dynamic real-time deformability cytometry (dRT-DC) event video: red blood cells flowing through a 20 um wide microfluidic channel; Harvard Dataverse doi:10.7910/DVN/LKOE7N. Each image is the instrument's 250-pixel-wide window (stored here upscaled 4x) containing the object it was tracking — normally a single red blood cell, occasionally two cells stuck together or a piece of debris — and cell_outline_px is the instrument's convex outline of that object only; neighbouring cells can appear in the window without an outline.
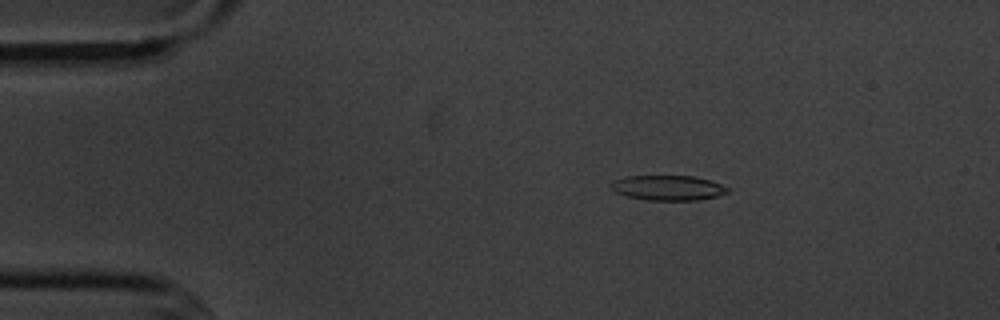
{"species": "common noctule bat (a hibernating species)", "species_latin": "Nyctalus noctula", "temperature_condition": "cold", "stored_images_in_passage": 7, "camera_frame_rate_fps": 3000, "um_per_image_px": 0.085, "animal": {"sex": "male", "body_mass_g": 20.1, "forearm_length_mm": 53.5}, "frame": {"image": 1, "passage_image": 3, "time_ms": 2.333, "image_size_px": [1000, 320], "cell_outline_px": [[728, 192], [720, 196], [700, 200], [648, 200], [628, 196], [616, 192], [608, 188], [608, 184], [612, 180], [624, 176], [692, 176], [712, 180], [728, 188]], "centroid_in_image_um": [56.74, 15.96], "position_along_channel_um": 28.3, "area_um2": 17.22}}
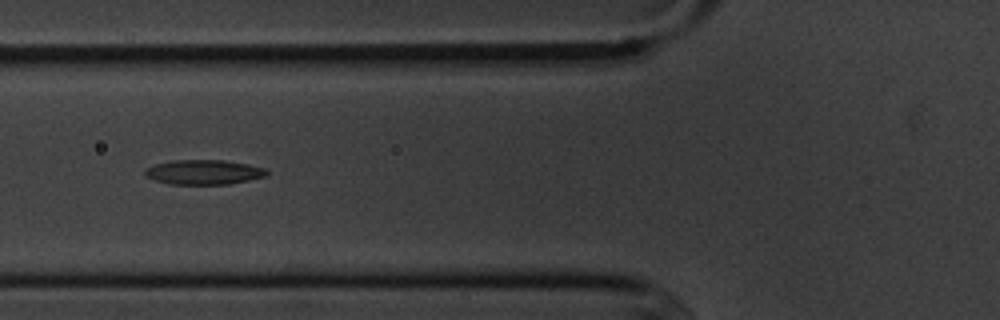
{"frame": {"image": 2, "passage_image": 6, "time_ms": 6.0, "image_size_px": [1000, 320], "cell_outline_px": [[268, 172], [264, 176], [248, 180], [228, 184], [168, 184], [152, 180], [144, 176], [144, 172], [148, 168], [156, 164], [172, 160], [224, 160], [248, 164], [264, 168]], "centroid_in_image_um": [17.27, 14.63], "position_along_channel_um": 108.5, "area_um2": 17.46}}
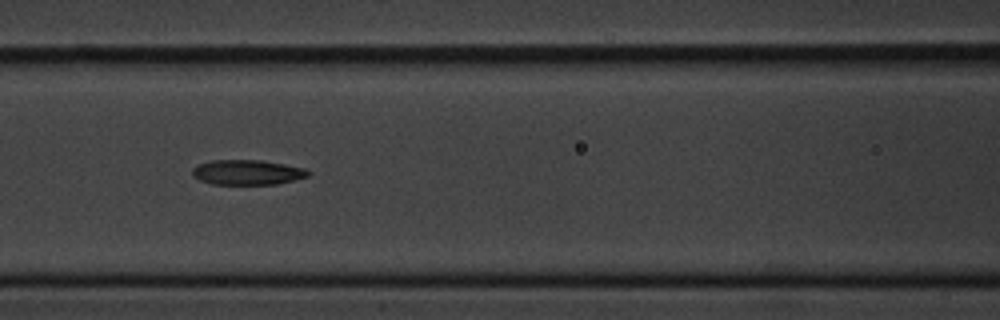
{"frame": {"image": 3, "passage_image": 7, "time_ms": 7.0, "image_size_px": [1000, 320], "cell_outline_px": [[312, 172], [308, 176], [276, 184], [212, 184], [200, 180], [192, 176], [192, 168], [200, 164], [212, 160], [260, 160], [284, 164], [304, 168]], "centroid_in_image_um": [21.01, 14.64], "position_along_channel_um": 145.6, "area_um2": 16.76}}